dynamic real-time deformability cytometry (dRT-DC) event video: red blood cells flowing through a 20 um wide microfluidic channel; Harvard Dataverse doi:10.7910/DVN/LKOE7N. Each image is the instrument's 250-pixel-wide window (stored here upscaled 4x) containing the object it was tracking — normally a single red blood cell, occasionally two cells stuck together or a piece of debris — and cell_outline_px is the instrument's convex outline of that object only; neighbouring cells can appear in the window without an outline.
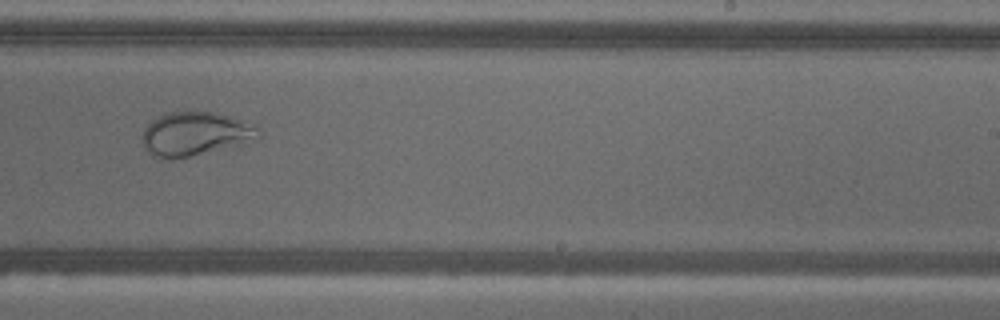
{"species": "common noctule bat (a hibernating species)", "species_latin": "Nyctalus noctula", "temperature_condition": "warm", "stored_images_in_passage": 10, "camera_frame_rate_fps": 3000, "um_per_image_px": 0.085, "animal": {"sex": "male", "body_mass_g": 18.8}, "frame": {"image": 1, "passage_image": 9, "time_ms": 2.667, "image_size_px": [1000, 320], "cell_outline_px": [[264, 136], [236, 144], [188, 156], [168, 160], [160, 160], [152, 156], [144, 148], [140, 140], [140, 136], [144, 128], [152, 120], [168, 112], [212, 112], [232, 116], [260, 124]], "centroid_in_image_um": [16.59, 11.36], "position_along_channel_um": 272.4, "area_um2": 30.0}}